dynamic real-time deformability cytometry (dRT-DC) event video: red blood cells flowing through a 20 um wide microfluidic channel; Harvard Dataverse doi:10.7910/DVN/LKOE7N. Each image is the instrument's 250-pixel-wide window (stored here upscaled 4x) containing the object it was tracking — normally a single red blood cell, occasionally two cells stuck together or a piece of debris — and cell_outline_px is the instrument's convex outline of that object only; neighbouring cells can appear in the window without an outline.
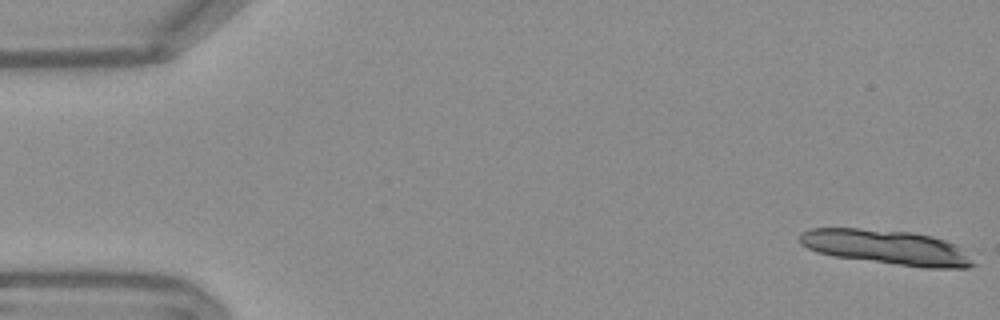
{"species": "Egyptian fruit bat (a non-hibernating species)", "species_latin": "Rousettus aegyptiacus", "temperature_condition": "warm", "stored_images_in_passage": 13, "camera_frame_rate_fps": 3000, "um_per_image_px": 0.085, "frame": {"image": 1, "passage_image": 1, "time_ms": 0.0, "image_size_px": [1000, 320], "cell_outline_px": [[976, 264], [968, 268], [924, 268], [832, 256], [816, 252], [800, 244], [800, 232], [812, 228], [860, 228], [912, 232], [932, 236], [956, 244]], "centroid_in_image_um": [75.34, 21.02], "position_along_channel_um": 9.7, "area_um2": 35.2}}